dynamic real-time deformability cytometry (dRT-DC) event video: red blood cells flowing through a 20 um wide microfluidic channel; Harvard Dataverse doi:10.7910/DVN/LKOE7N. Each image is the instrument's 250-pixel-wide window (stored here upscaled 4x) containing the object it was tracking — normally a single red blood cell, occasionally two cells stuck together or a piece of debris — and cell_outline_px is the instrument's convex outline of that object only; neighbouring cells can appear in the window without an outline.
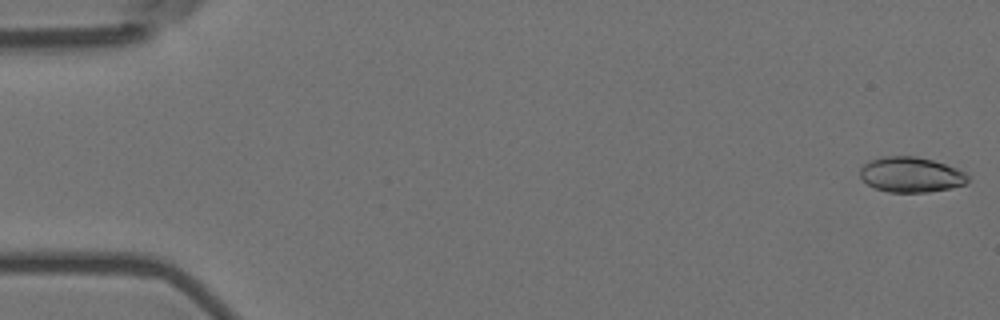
{"species": "Egyptian fruit bat (a non-hibernating species)", "species_latin": "Rousettus aegyptiacus", "temperature_condition": "room temperature", "stored_images_in_passage": 7, "camera_frame_rate_fps": 3000, "um_per_image_px": 0.085, "animal": {"sex": "female"}, "frame": {"image": 1, "passage_image": 1, "time_ms": 0.0, "image_size_px": [1000, 320], "cell_outline_px": [[968, 180], [964, 184], [948, 188], [928, 192], [888, 192], [876, 188], [868, 184], [860, 176], [860, 168], [868, 160], [880, 156], [916, 156], [932, 160], [956, 168], [964, 172], [968, 176]], "centroid_in_image_um": [77.39, 14.83], "position_along_channel_um": 7.6, "area_um2": 22.02}}
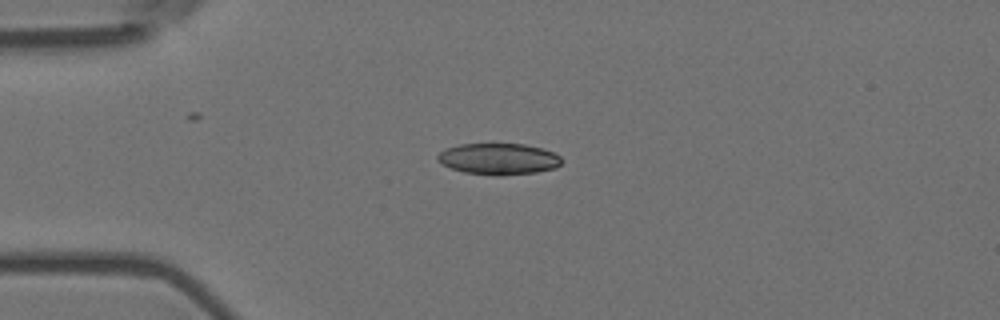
{"frame": {"image": 2, "passage_image": 5, "time_ms": 1.333, "image_size_px": [1000, 320], "cell_outline_px": [[560, 164], [556, 168], [536, 172], [500, 176], [496, 176], [464, 172], [452, 168], [444, 164], [436, 156], [444, 148], [460, 144], [524, 144], [540, 148], [552, 152], [560, 156]], "centroid_in_image_um": [42.38, 13.51], "position_along_channel_um": 42.6, "area_um2": 22.48}}
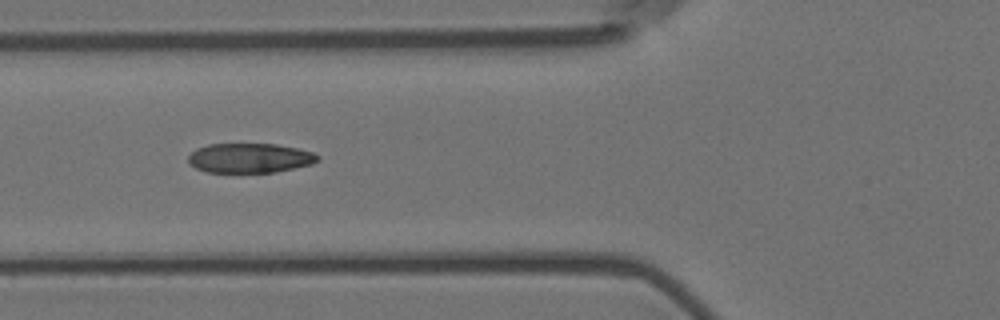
{"frame": {"image": 3, "passage_image": 7, "time_ms": 2.0, "image_size_px": [1000, 320], "cell_outline_px": [[320, 160], [312, 164], [276, 172], [208, 172], [196, 168], [188, 164], [188, 156], [196, 148], [208, 144], [276, 144], [296, 148], [312, 152], [320, 156]], "centroid_in_image_um": [21.23, 13.43], "position_along_channel_um": 104.6, "area_um2": 22.37}}